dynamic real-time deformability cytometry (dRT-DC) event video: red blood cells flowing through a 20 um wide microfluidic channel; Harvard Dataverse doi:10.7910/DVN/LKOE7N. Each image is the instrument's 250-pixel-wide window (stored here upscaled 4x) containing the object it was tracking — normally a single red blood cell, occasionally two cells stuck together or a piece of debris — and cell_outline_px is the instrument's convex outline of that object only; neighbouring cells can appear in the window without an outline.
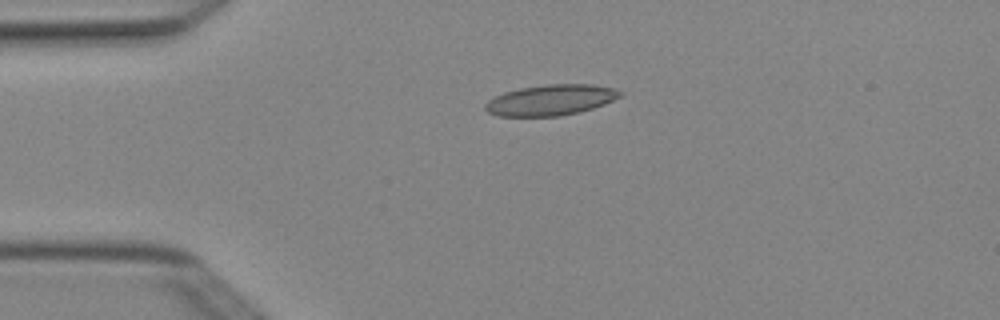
{"species": "Egyptian fruit bat (a non-hibernating species)", "species_latin": "Rousettus aegyptiacus", "temperature_condition": "cold", "stored_images_in_passage": 7, "camera_frame_rate_fps": 3000, "um_per_image_px": 0.085, "animal": {"sex": "female"}, "frame": {"image": 1, "passage_image": 3, "time_ms": 0.667, "image_size_px": [1000, 320], "cell_outline_px": [[624, 96], [604, 104], [580, 112], [560, 116], [496, 116], [488, 112], [484, 108], [484, 104], [488, 100], [504, 92], [520, 88], [544, 84], [592, 84], [612, 88], [624, 92]], "centroid_in_image_um": [46.83, 8.5], "position_along_channel_um": 38.2, "area_um2": 24.33}}
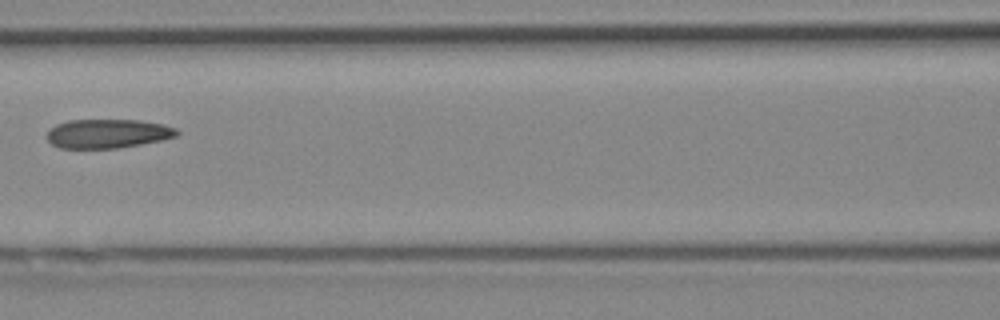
{"frame": {"image": 2, "passage_image": 6, "time_ms": 1.667, "image_size_px": [1000, 320], "cell_outline_px": [[180, 132], [176, 136], [160, 140], [120, 148], [60, 148], [52, 144], [48, 140], [48, 132], [56, 124], [68, 120], [140, 120], [164, 124], [176, 128]], "centroid_in_image_um": [9.17, 11.35], "position_along_channel_um": 157.4, "area_um2": 21.91}}
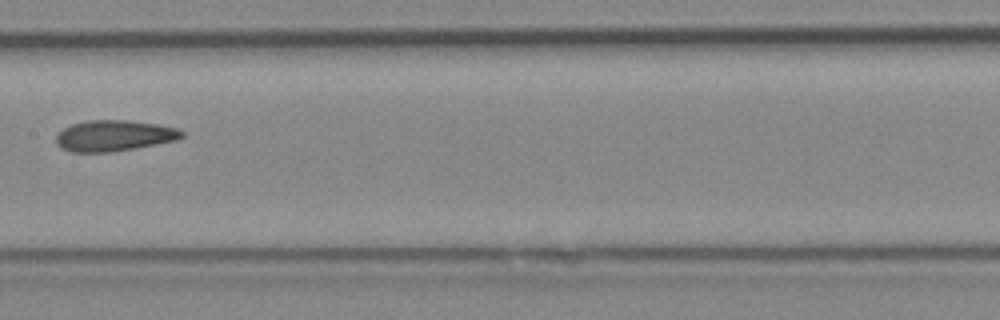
{"frame": {"image": 3, "passage_image": 7, "time_ms": 2.0, "image_size_px": [1000, 320], "cell_outline_px": [[184, 136], [176, 140], [136, 148], [112, 152], [72, 152], [60, 148], [56, 144], [56, 136], [64, 128], [72, 124], [88, 120], [128, 120], [156, 124], [176, 128], [184, 132]], "centroid_in_image_um": [9.68, 11.54], "position_along_channel_um": 197.7, "area_um2": 22.66}}